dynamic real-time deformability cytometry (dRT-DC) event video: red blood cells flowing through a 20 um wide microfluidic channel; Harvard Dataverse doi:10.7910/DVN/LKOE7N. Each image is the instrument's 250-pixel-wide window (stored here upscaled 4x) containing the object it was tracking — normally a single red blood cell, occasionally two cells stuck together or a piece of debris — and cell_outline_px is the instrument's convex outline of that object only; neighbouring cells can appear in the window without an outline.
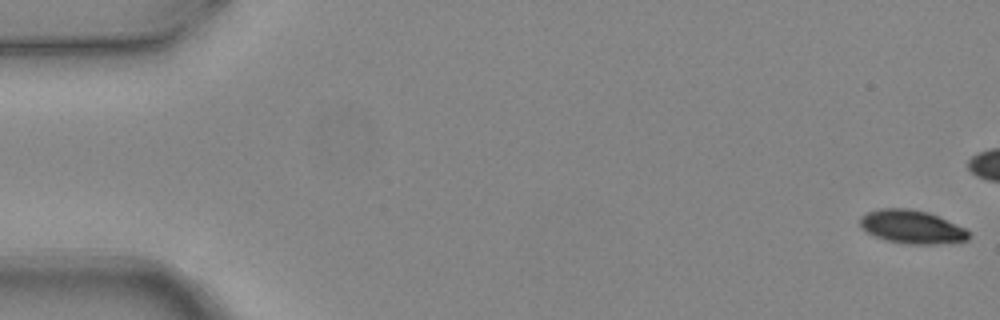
{"species": "common noctule bat (a hibernating species)", "species_latin": "Nyctalus noctula", "temperature_condition": "warm", "stored_images_in_passage": 7, "camera_frame_rate_fps": 3000, "um_per_image_px": 0.085, "animal": {"sex": "female", "body_mass_g": 24.6, "forearm_length_mm": 56.2}, "frame": {"image": 1, "passage_image": 1, "time_ms": 0.0, "image_size_px": [1000, 320], "cell_outline_px": [[972, 236], [968, 240], [940, 244], [908, 244], [888, 240], [876, 236], [868, 232], [860, 224], [860, 216], [868, 212], [880, 208], [908, 208], [928, 212], [964, 228]], "centroid_in_image_um": [77.52, 19.28], "position_along_channel_um": 7.5, "area_um2": 20.92}}